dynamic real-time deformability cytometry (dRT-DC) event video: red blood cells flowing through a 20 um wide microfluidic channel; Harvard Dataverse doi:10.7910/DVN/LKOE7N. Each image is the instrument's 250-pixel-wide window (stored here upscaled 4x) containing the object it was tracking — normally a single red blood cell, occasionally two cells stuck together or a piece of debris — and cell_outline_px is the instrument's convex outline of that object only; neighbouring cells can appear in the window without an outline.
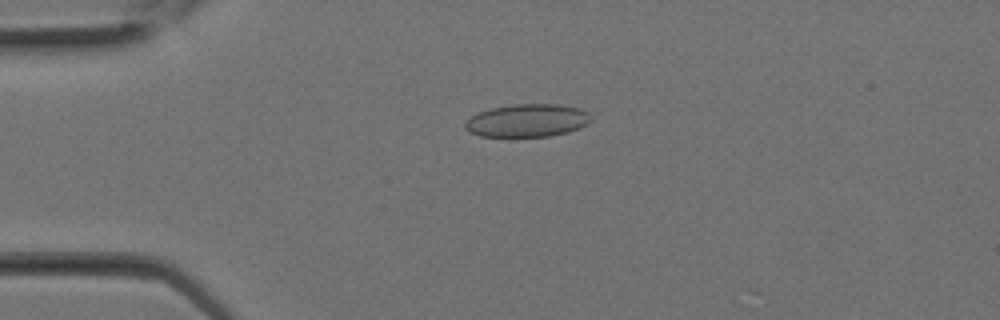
{"species": "Egyptian fruit bat (a non-hibernating species)", "species_latin": "Rousettus aegyptiacus", "temperature_condition": "room temperature", "stored_images_in_passage": 28, "camera_frame_rate_fps": 3000, "um_per_image_px": 0.085, "animal": {"sex": "female"}, "frame": {"image": 1, "passage_image": 7, "time_ms": 2.0, "image_size_px": [1000, 320], "cell_outline_px": [[592, 120], [588, 124], [580, 128], [568, 132], [548, 136], [480, 136], [468, 132], [464, 128], [464, 124], [472, 116], [480, 112], [492, 108], [512, 104], [556, 104], [580, 108], [588, 112], [592, 116]], "centroid_in_image_um": [44.85, 10.24], "position_along_channel_um": 40.1, "area_um2": 24.16}}
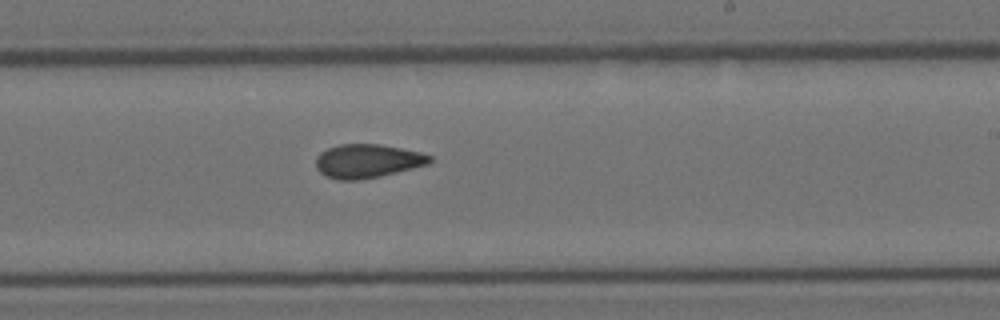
{"frame": {"image": 2, "passage_image": 17, "time_ms": 5.333, "image_size_px": [1000, 320], "cell_outline_px": [[432, 160], [428, 164], [380, 176], [360, 180], [340, 180], [324, 176], [316, 168], [316, 156], [320, 152], [328, 148], [340, 144], [380, 144], [420, 152], [432, 156]], "centroid_in_image_um": [31.2, 13.69], "position_along_channel_um": 257.8, "area_um2": 22.37}}
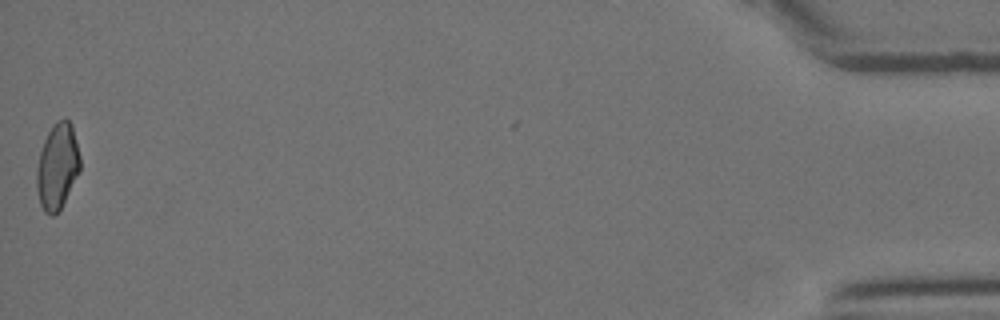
{"frame": {"image": 3, "passage_image": 28, "time_ms": 9.0, "image_size_px": [1000, 320], "cell_outline_px": [[80, 172], [60, 208], [52, 216], [44, 212], [40, 204], [36, 188], [36, 172], [40, 152], [44, 140], [52, 124], [56, 120], [64, 116], [72, 124], [80, 156]], "centroid_in_image_um": [4.87, 14.1], "position_along_channel_um": 430.3, "area_um2": 21.85}}